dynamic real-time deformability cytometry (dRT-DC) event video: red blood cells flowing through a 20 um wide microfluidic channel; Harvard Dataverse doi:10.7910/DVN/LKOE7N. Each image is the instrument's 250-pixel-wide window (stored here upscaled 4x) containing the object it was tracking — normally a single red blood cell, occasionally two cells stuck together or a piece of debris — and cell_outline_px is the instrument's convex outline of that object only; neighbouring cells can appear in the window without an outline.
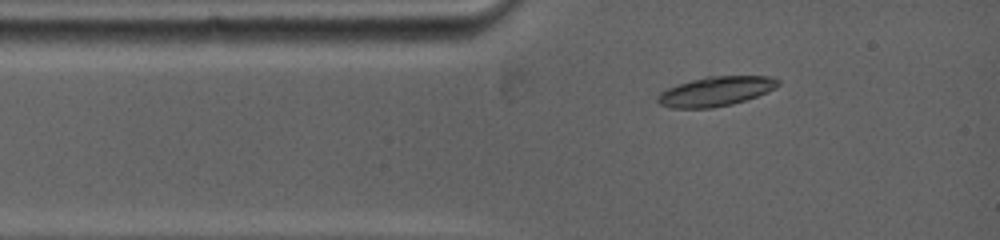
{"species": "common noctule bat (a hibernating species)", "species_latin": "Nyctalus noctula", "temperature_condition": "warm", "stored_images_in_passage": 3, "camera_frame_rate_fps": 5000, "um_per_image_px": 0.085, "animal": {"sex": "female", "body_mass_g": 19.0, "forearm_length_mm": 53.3}, "frame": {"image": 1, "passage_image": 1, "time_ms": 0.0, "image_size_px": [1000, 240], "cell_outline_px": [[780, 84], [776, 88], [768, 92], [732, 104], [712, 108], [672, 108], [660, 104], [656, 100], [656, 96], [660, 92], [668, 88], [692, 80], [708, 76], [772, 76], [780, 80]], "centroid_in_image_um": [60.86, 7.76], "position_along_channel_um": 24.1, "area_um2": 20.69}}